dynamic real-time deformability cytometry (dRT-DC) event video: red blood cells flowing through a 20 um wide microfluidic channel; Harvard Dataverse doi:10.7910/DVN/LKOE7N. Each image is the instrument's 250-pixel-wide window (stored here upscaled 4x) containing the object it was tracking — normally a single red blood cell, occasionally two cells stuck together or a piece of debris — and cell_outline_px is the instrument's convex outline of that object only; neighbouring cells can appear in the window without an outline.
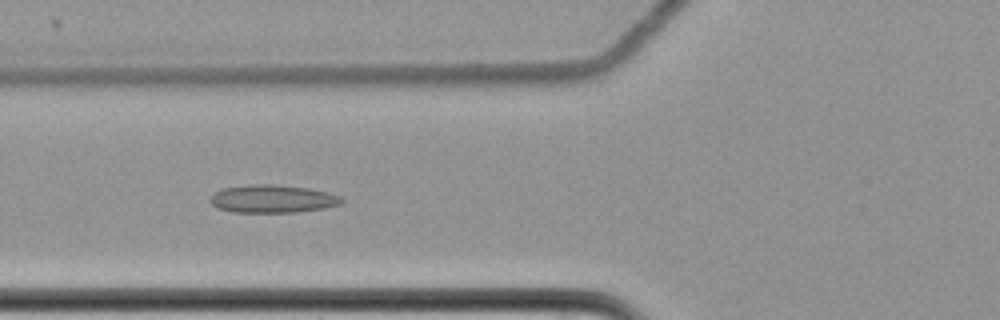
{"species": "common noctule bat (a hibernating species)", "species_latin": "Nyctalus noctula", "temperature_condition": "cold", "stored_images_in_passage": 13, "camera_frame_rate_fps": 3000, "um_per_image_px": 0.085, "animal": {"sex": "female", "body_mass_g": 22.7, "forearm_length_mm": 54.2}, "frame": {"image": 1, "passage_image": 6, "time_ms": 1.667, "image_size_px": [1000, 320], "cell_outline_px": [[344, 200], [340, 204], [324, 208], [296, 212], [232, 212], [216, 208], [208, 200], [216, 192], [224, 188], [248, 184], [272, 184], [308, 188], [328, 192], [340, 196]], "centroid_in_image_um": [23.15, 16.9], "position_along_channel_um": 102.6, "area_um2": 21.39}}
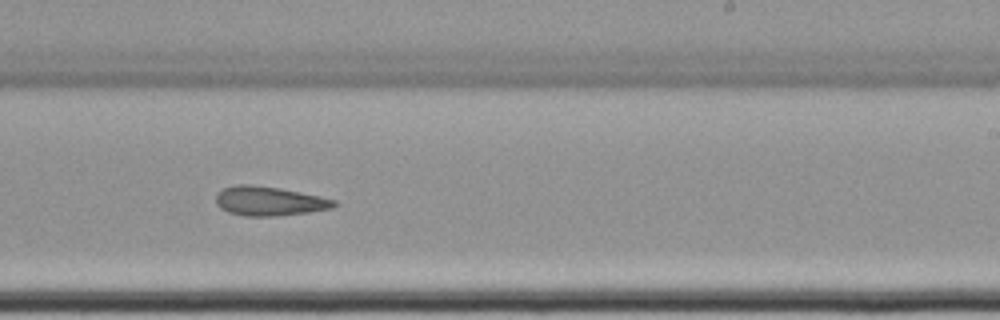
{"frame": {"image": 2, "passage_image": 10, "time_ms": 3.0, "image_size_px": [1000, 320], "cell_outline_px": [[336, 204], [332, 208], [308, 212], [276, 216], [244, 216], [228, 212], [220, 208], [216, 204], [216, 196], [224, 188], [236, 184], [248, 184], [280, 188], [320, 196], [336, 200]], "centroid_in_image_um": [22.87, 17.09], "position_along_channel_um": 266.1, "area_um2": 20.06}}
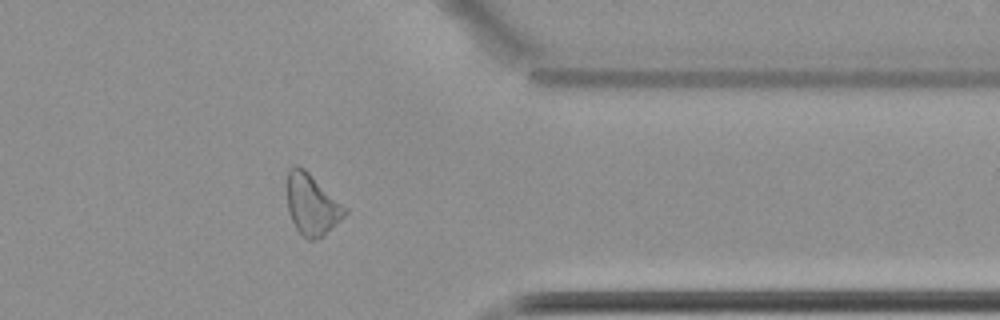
{"frame": {"image": 3, "passage_image": 13, "time_ms": 4.0, "image_size_px": [1000, 320], "cell_outline_px": [[348, 212], [340, 220], [320, 236], [312, 240], [308, 240], [296, 228], [288, 212], [284, 188], [288, 168], [296, 164], [304, 168], [348, 208]], "centroid_in_image_um": [26.44, 17.31], "position_along_channel_um": 385.0, "area_um2": 20.81}}